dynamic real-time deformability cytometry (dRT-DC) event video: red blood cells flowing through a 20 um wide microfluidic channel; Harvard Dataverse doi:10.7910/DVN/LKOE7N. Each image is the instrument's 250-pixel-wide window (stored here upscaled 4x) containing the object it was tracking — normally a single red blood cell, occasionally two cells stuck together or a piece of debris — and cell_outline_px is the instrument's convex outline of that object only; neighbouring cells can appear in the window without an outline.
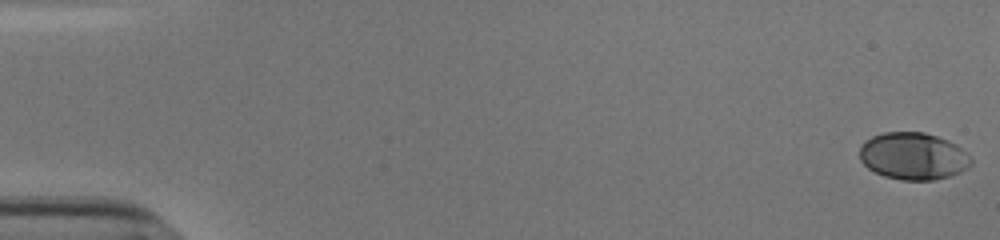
{"species": "human", "species_latin": "Homo sapiens", "temperature_condition": "cold", "stored_images_in_passage": 50, "camera_frame_rate_fps": 3000, "um_per_image_px": 0.085, "donor": {"sex": "male"}, "frame": {"image": 1, "passage_image": 1, "time_ms": 0.0, "image_size_px": [1000, 240], "cell_outline_px": [[972, 164], [968, 168], [960, 172], [948, 176], [932, 180], [904, 180], [884, 176], [868, 168], [860, 160], [860, 148], [864, 140], [872, 136], [884, 132], [924, 132], [948, 140], [956, 144], [968, 152], [972, 156]], "centroid_in_image_um": [77.65, 13.26], "position_along_channel_um": 7.3, "area_um2": 30.81}}
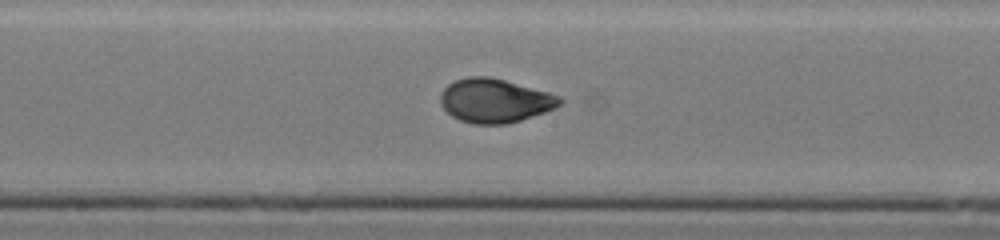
{"frame": {"image": 2, "passage_image": 30, "time_ms": 9.667, "image_size_px": [1000, 240], "cell_outline_px": [[564, 100], [556, 108], [508, 124], [472, 124], [460, 120], [452, 116], [440, 104], [440, 92], [448, 84], [456, 80], [468, 76], [488, 76], [504, 80], [548, 92], [560, 96]], "centroid_in_image_um": [42.04, 8.55], "position_along_channel_um": 206.2, "area_um2": 30.52}}
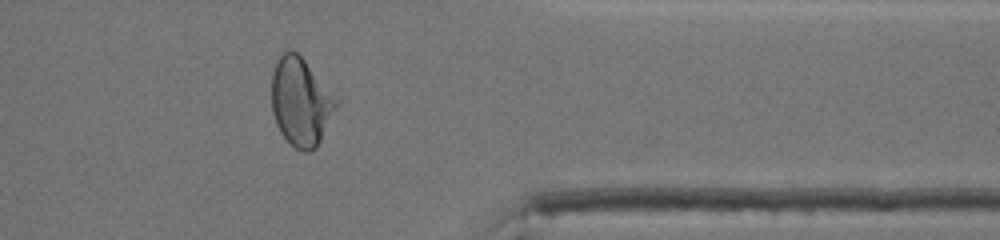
{"frame": {"image": 3, "passage_image": 45, "time_ms": 14.667, "image_size_px": [1000, 240], "cell_outline_px": [[336, 104], [320, 140], [316, 148], [308, 152], [304, 152], [296, 148], [280, 132], [276, 124], [272, 112], [272, 72], [276, 60], [288, 48], [292, 48], [304, 60]], "centroid_in_image_um": [25.46, 8.66], "position_along_channel_um": 385.9, "area_um2": 31.67}}